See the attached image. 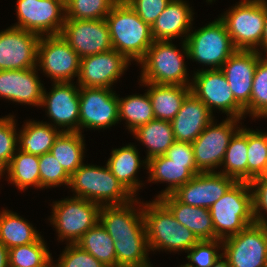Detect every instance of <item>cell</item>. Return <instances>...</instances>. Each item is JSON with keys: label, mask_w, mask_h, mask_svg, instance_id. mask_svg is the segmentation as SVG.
<instances>
[{"label": "cell", "mask_w": 267, "mask_h": 267, "mask_svg": "<svg viewBox=\"0 0 267 267\" xmlns=\"http://www.w3.org/2000/svg\"><path fill=\"white\" fill-rule=\"evenodd\" d=\"M14 116L0 118V176L10 164L15 155L18 143V134L15 130ZM17 136V137H16Z\"/></svg>", "instance_id": "cell-43"}, {"label": "cell", "mask_w": 267, "mask_h": 267, "mask_svg": "<svg viewBox=\"0 0 267 267\" xmlns=\"http://www.w3.org/2000/svg\"><path fill=\"white\" fill-rule=\"evenodd\" d=\"M173 214L174 218L201 240L219 239L208 208L194 207L179 202L172 194L158 198Z\"/></svg>", "instance_id": "cell-25"}, {"label": "cell", "mask_w": 267, "mask_h": 267, "mask_svg": "<svg viewBox=\"0 0 267 267\" xmlns=\"http://www.w3.org/2000/svg\"><path fill=\"white\" fill-rule=\"evenodd\" d=\"M69 187L77 193L75 197L98 203L100 206L122 205L133 200V196L121 185L107 165L105 168L82 164L70 176Z\"/></svg>", "instance_id": "cell-4"}, {"label": "cell", "mask_w": 267, "mask_h": 267, "mask_svg": "<svg viewBox=\"0 0 267 267\" xmlns=\"http://www.w3.org/2000/svg\"><path fill=\"white\" fill-rule=\"evenodd\" d=\"M41 36L37 48V63L55 82H71L79 75L80 58L68 42L59 35ZM40 61V62H39Z\"/></svg>", "instance_id": "cell-11"}, {"label": "cell", "mask_w": 267, "mask_h": 267, "mask_svg": "<svg viewBox=\"0 0 267 267\" xmlns=\"http://www.w3.org/2000/svg\"><path fill=\"white\" fill-rule=\"evenodd\" d=\"M235 182L219 172H200L172 195L183 204L210 209Z\"/></svg>", "instance_id": "cell-17"}, {"label": "cell", "mask_w": 267, "mask_h": 267, "mask_svg": "<svg viewBox=\"0 0 267 267\" xmlns=\"http://www.w3.org/2000/svg\"><path fill=\"white\" fill-rule=\"evenodd\" d=\"M36 67L21 70H0V97L40 106L44 86L38 80Z\"/></svg>", "instance_id": "cell-21"}, {"label": "cell", "mask_w": 267, "mask_h": 267, "mask_svg": "<svg viewBox=\"0 0 267 267\" xmlns=\"http://www.w3.org/2000/svg\"><path fill=\"white\" fill-rule=\"evenodd\" d=\"M132 133L148 148L144 164H147V160L153 157L164 155L175 142L172 124L166 120L154 119L139 126Z\"/></svg>", "instance_id": "cell-29"}, {"label": "cell", "mask_w": 267, "mask_h": 267, "mask_svg": "<svg viewBox=\"0 0 267 267\" xmlns=\"http://www.w3.org/2000/svg\"><path fill=\"white\" fill-rule=\"evenodd\" d=\"M164 155L172 162L195 163L192 143L175 141Z\"/></svg>", "instance_id": "cell-48"}, {"label": "cell", "mask_w": 267, "mask_h": 267, "mask_svg": "<svg viewBox=\"0 0 267 267\" xmlns=\"http://www.w3.org/2000/svg\"><path fill=\"white\" fill-rule=\"evenodd\" d=\"M59 259L54 267H106L77 244H67Z\"/></svg>", "instance_id": "cell-45"}, {"label": "cell", "mask_w": 267, "mask_h": 267, "mask_svg": "<svg viewBox=\"0 0 267 267\" xmlns=\"http://www.w3.org/2000/svg\"><path fill=\"white\" fill-rule=\"evenodd\" d=\"M260 53L258 50H236L220 68L236 102L243 109L250 102L254 73L262 57Z\"/></svg>", "instance_id": "cell-20"}, {"label": "cell", "mask_w": 267, "mask_h": 267, "mask_svg": "<svg viewBox=\"0 0 267 267\" xmlns=\"http://www.w3.org/2000/svg\"><path fill=\"white\" fill-rule=\"evenodd\" d=\"M222 242V239L198 241L188 250L190 253H188L187 259L191 262L187 264L191 267H211L222 256V253H217L218 248H220L219 245Z\"/></svg>", "instance_id": "cell-44"}, {"label": "cell", "mask_w": 267, "mask_h": 267, "mask_svg": "<svg viewBox=\"0 0 267 267\" xmlns=\"http://www.w3.org/2000/svg\"><path fill=\"white\" fill-rule=\"evenodd\" d=\"M40 188L66 184L69 186L70 175L58 163L51 152L39 156Z\"/></svg>", "instance_id": "cell-42"}, {"label": "cell", "mask_w": 267, "mask_h": 267, "mask_svg": "<svg viewBox=\"0 0 267 267\" xmlns=\"http://www.w3.org/2000/svg\"><path fill=\"white\" fill-rule=\"evenodd\" d=\"M76 244L106 267H117L114 240L100 222L91 227Z\"/></svg>", "instance_id": "cell-34"}, {"label": "cell", "mask_w": 267, "mask_h": 267, "mask_svg": "<svg viewBox=\"0 0 267 267\" xmlns=\"http://www.w3.org/2000/svg\"><path fill=\"white\" fill-rule=\"evenodd\" d=\"M81 128L104 129L119 121L118 96L110 88L79 87Z\"/></svg>", "instance_id": "cell-15"}, {"label": "cell", "mask_w": 267, "mask_h": 267, "mask_svg": "<svg viewBox=\"0 0 267 267\" xmlns=\"http://www.w3.org/2000/svg\"><path fill=\"white\" fill-rule=\"evenodd\" d=\"M210 109L192 92L171 121L175 141L192 143L213 121Z\"/></svg>", "instance_id": "cell-23"}, {"label": "cell", "mask_w": 267, "mask_h": 267, "mask_svg": "<svg viewBox=\"0 0 267 267\" xmlns=\"http://www.w3.org/2000/svg\"><path fill=\"white\" fill-rule=\"evenodd\" d=\"M18 151L5 169L8 171L9 181L19 190L27 189L32 185L40 188L39 156L19 149Z\"/></svg>", "instance_id": "cell-35"}, {"label": "cell", "mask_w": 267, "mask_h": 267, "mask_svg": "<svg viewBox=\"0 0 267 267\" xmlns=\"http://www.w3.org/2000/svg\"><path fill=\"white\" fill-rule=\"evenodd\" d=\"M16 9L19 22L14 27L40 37L45 33L61 34L66 18L65 0H17Z\"/></svg>", "instance_id": "cell-10"}, {"label": "cell", "mask_w": 267, "mask_h": 267, "mask_svg": "<svg viewBox=\"0 0 267 267\" xmlns=\"http://www.w3.org/2000/svg\"><path fill=\"white\" fill-rule=\"evenodd\" d=\"M182 48L187 58L211 65L210 69H220L236 51L220 18L193 33H188Z\"/></svg>", "instance_id": "cell-6"}, {"label": "cell", "mask_w": 267, "mask_h": 267, "mask_svg": "<svg viewBox=\"0 0 267 267\" xmlns=\"http://www.w3.org/2000/svg\"><path fill=\"white\" fill-rule=\"evenodd\" d=\"M150 27L171 0H124Z\"/></svg>", "instance_id": "cell-46"}, {"label": "cell", "mask_w": 267, "mask_h": 267, "mask_svg": "<svg viewBox=\"0 0 267 267\" xmlns=\"http://www.w3.org/2000/svg\"><path fill=\"white\" fill-rule=\"evenodd\" d=\"M60 35L80 59L113 49L106 19H65Z\"/></svg>", "instance_id": "cell-14"}, {"label": "cell", "mask_w": 267, "mask_h": 267, "mask_svg": "<svg viewBox=\"0 0 267 267\" xmlns=\"http://www.w3.org/2000/svg\"><path fill=\"white\" fill-rule=\"evenodd\" d=\"M52 259L50 258L42 267H54V265H51Z\"/></svg>", "instance_id": "cell-52"}, {"label": "cell", "mask_w": 267, "mask_h": 267, "mask_svg": "<svg viewBox=\"0 0 267 267\" xmlns=\"http://www.w3.org/2000/svg\"><path fill=\"white\" fill-rule=\"evenodd\" d=\"M136 199L122 205H103L99 210V222L116 241L117 238L146 236L143 210L133 208ZM134 210H133V209Z\"/></svg>", "instance_id": "cell-22"}, {"label": "cell", "mask_w": 267, "mask_h": 267, "mask_svg": "<svg viewBox=\"0 0 267 267\" xmlns=\"http://www.w3.org/2000/svg\"><path fill=\"white\" fill-rule=\"evenodd\" d=\"M236 50H259L265 26V0H243L220 17Z\"/></svg>", "instance_id": "cell-5"}, {"label": "cell", "mask_w": 267, "mask_h": 267, "mask_svg": "<svg viewBox=\"0 0 267 267\" xmlns=\"http://www.w3.org/2000/svg\"><path fill=\"white\" fill-rule=\"evenodd\" d=\"M117 267H140L148 262L147 236L117 238L114 241Z\"/></svg>", "instance_id": "cell-37"}, {"label": "cell", "mask_w": 267, "mask_h": 267, "mask_svg": "<svg viewBox=\"0 0 267 267\" xmlns=\"http://www.w3.org/2000/svg\"><path fill=\"white\" fill-rule=\"evenodd\" d=\"M0 267H9V249L0 241Z\"/></svg>", "instance_id": "cell-49"}, {"label": "cell", "mask_w": 267, "mask_h": 267, "mask_svg": "<svg viewBox=\"0 0 267 267\" xmlns=\"http://www.w3.org/2000/svg\"><path fill=\"white\" fill-rule=\"evenodd\" d=\"M223 258L230 267H264L267 260V226L254 223L223 239Z\"/></svg>", "instance_id": "cell-9"}, {"label": "cell", "mask_w": 267, "mask_h": 267, "mask_svg": "<svg viewBox=\"0 0 267 267\" xmlns=\"http://www.w3.org/2000/svg\"><path fill=\"white\" fill-rule=\"evenodd\" d=\"M191 82V92L212 112L217 108L229 118L242 119L244 109L236 102L230 85L220 69L198 70ZM193 84V85H192Z\"/></svg>", "instance_id": "cell-12"}, {"label": "cell", "mask_w": 267, "mask_h": 267, "mask_svg": "<svg viewBox=\"0 0 267 267\" xmlns=\"http://www.w3.org/2000/svg\"><path fill=\"white\" fill-rule=\"evenodd\" d=\"M248 182L267 175V132L248 130Z\"/></svg>", "instance_id": "cell-39"}, {"label": "cell", "mask_w": 267, "mask_h": 267, "mask_svg": "<svg viewBox=\"0 0 267 267\" xmlns=\"http://www.w3.org/2000/svg\"><path fill=\"white\" fill-rule=\"evenodd\" d=\"M98 203L72 197L55 201L53 205V215L50 222L55 226L58 231V237L67 239L70 244L76 242L97 222H99Z\"/></svg>", "instance_id": "cell-8"}, {"label": "cell", "mask_w": 267, "mask_h": 267, "mask_svg": "<svg viewBox=\"0 0 267 267\" xmlns=\"http://www.w3.org/2000/svg\"><path fill=\"white\" fill-rule=\"evenodd\" d=\"M111 154L106 165L121 185L134 197V194L140 188V182L135 176L137 170L141 167L138 150L135 146L129 144L112 150Z\"/></svg>", "instance_id": "cell-28"}, {"label": "cell", "mask_w": 267, "mask_h": 267, "mask_svg": "<svg viewBox=\"0 0 267 267\" xmlns=\"http://www.w3.org/2000/svg\"><path fill=\"white\" fill-rule=\"evenodd\" d=\"M193 12L183 0H171L151 26L154 41H172L181 35L188 36Z\"/></svg>", "instance_id": "cell-24"}, {"label": "cell", "mask_w": 267, "mask_h": 267, "mask_svg": "<svg viewBox=\"0 0 267 267\" xmlns=\"http://www.w3.org/2000/svg\"><path fill=\"white\" fill-rule=\"evenodd\" d=\"M119 0H65V19H106Z\"/></svg>", "instance_id": "cell-38"}, {"label": "cell", "mask_w": 267, "mask_h": 267, "mask_svg": "<svg viewBox=\"0 0 267 267\" xmlns=\"http://www.w3.org/2000/svg\"><path fill=\"white\" fill-rule=\"evenodd\" d=\"M53 124L30 121L18 134L19 150L33 154L43 155L51 150L56 138L62 132L57 131Z\"/></svg>", "instance_id": "cell-30"}, {"label": "cell", "mask_w": 267, "mask_h": 267, "mask_svg": "<svg viewBox=\"0 0 267 267\" xmlns=\"http://www.w3.org/2000/svg\"><path fill=\"white\" fill-rule=\"evenodd\" d=\"M183 60V55L171 41H153L139 62L143 68L141 82L191 86Z\"/></svg>", "instance_id": "cell-7"}, {"label": "cell", "mask_w": 267, "mask_h": 267, "mask_svg": "<svg viewBox=\"0 0 267 267\" xmlns=\"http://www.w3.org/2000/svg\"><path fill=\"white\" fill-rule=\"evenodd\" d=\"M250 185L251 190L253 189V215L255 223L267 226V219L260 213L262 209L267 213V175L254 178Z\"/></svg>", "instance_id": "cell-47"}, {"label": "cell", "mask_w": 267, "mask_h": 267, "mask_svg": "<svg viewBox=\"0 0 267 267\" xmlns=\"http://www.w3.org/2000/svg\"><path fill=\"white\" fill-rule=\"evenodd\" d=\"M262 49L267 53V0H265V26L262 37Z\"/></svg>", "instance_id": "cell-50"}, {"label": "cell", "mask_w": 267, "mask_h": 267, "mask_svg": "<svg viewBox=\"0 0 267 267\" xmlns=\"http://www.w3.org/2000/svg\"><path fill=\"white\" fill-rule=\"evenodd\" d=\"M239 120L227 117L219 125L212 121L192 142L196 167L200 172H214L222 165L230 139L239 130L236 128Z\"/></svg>", "instance_id": "cell-13"}, {"label": "cell", "mask_w": 267, "mask_h": 267, "mask_svg": "<svg viewBox=\"0 0 267 267\" xmlns=\"http://www.w3.org/2000/svg\"><path fill=\"white\" fill-rule=\"evenodd\" d=\"M81 133L62 131L50 150L70 176L83 164L85 144Z\"/></svg>", "instance_id": "cell-31"}, {"label": "cell", "mask_w": 267, "mask_h": 267, "mask_svg": "<svg viewBox=\"0 0 267 267\" xmlns=\"http://www.w3.org/2000/svg\"><path fill=\"white\" fill-rule=\"evenodd\" d=\"M249 105L244 109L253 117H267V58L261 57L257 62L252 82Z\"/></svg>", "instance_id": "cell-41"}, {"label": "cell", "mask_w": 267, "mask_h": 267, "mask_svg": "<svg viewBox=\"0 0 267 267\" xmlns=\"http://www.w3.org/2000/svg\"><path fill=\"white\" fill-rule=\"evenodd\" d=\"M118 113L119 120L125 119L131 132L155 119L147 92L144 95H130L125 99L118 97Z\"/></svg>", "instance_id": "cell-36"}, {"label": "cell", "mask_w": 267, "mask_h": 267, "mask_svg": "<svg viewBox=\"0 0 267 267\" xmlns=\"http://www.w3.org/2000/svg\"><path fill=\"white\" fill-rule=\"evenodd\" d=\"M142 206L149 249L186 252L199 241L159 199Z\"/></svg>", "instance_id": "cell-3"}, {"label": "cell", "mask_w": 267, "mask_h": 267, "mask_svg": "<svg viewBox=\"0 0 267 267\" xmlns=\"http://www.w3.org/2000/svg\"><path fill=\"white\" fill-rule=\"evenodd\" d=\"M129 63L123 54L114 49L81 58L79 87L111 88Z\"/></svg>", "instance_id": "cell-18"}, {"label": "cell", "mask_w": 267, "mask_h": 267, "mask_svg": "<svg viewBox=\"0 0 267 267\" xmlns=\"http://www.w3.org/2000/svg\"><path fill=\"white\" fill-rule=\"evenodd\" d=\"M239 128V130L230 139L229 145L225 152L222 165V173L234 178L236 181L248 182V129Z\"/></svg>", "instance_id": "cell-32"}, {"label": "cell", "mask_w": 267, "mask_h": 267, "mask_svg": "<svg viewBox=\"0 0 267 267\" xmlns=\"http://www.w3.org/2000/svg\"><path fill=\"white\" fill-rule=\"evenodd\" d=\"M50 258L51 254L42 238L9 249V267H42Z\"/></svg>", "instance_id": "cell-40"}, {"label": "cell", "mask_w": 267, "mask_h": 267, "mask_svg": "<svg viewBox=\"0 0 267 267\" xmlns=\"http://www.w3.org/2000/svg\"><path fill=\"white\" fill-rule=\"evenodd\" d=\"M223 255L220 256L216 262L211 267H230L228 260L225 258V260H222Z\"/></svg>", "instance_id": "cell-51"}, {"label": "cell", "mask_w": 267, "mask_h": 267, "mask_svg": "<svg viewBox=\"0 0 267 267\" xmlns=\"http://www.w3.org/2000/svg\"><path fill=\"white\" fill-rule=\"evenodd\" d=\"M250 182L236 181L228 191L210 207L215 234L219 239L238 234L255 223L253 193Z\"/></svg>", "instance_id": "cell-2"}, {"label": "cell", "mask_w": 267, "mask_h": 267, "mask_svg": "<svg viewBox=\"0 0 267 267\" xmlns=\"http://www.w3.org/2000/svg\"><path fill=\"white\" fill-rule=\"evenodd\" d=\"M142 83L150 87L147 93L150 96L155 119L158 120L171 122L185 98L191 93V86L187 85Z\"/></svg>", "instance_id": "cell-27"}, {"label": "cell", "mask_w": 267, "mask_h": 267, "mask_svg": "<svg viewBox=\"0 0 267 267\" xmlns=\"http://www.w3.org/2000/svg\"><path fill=\"white\" fill-rule=\"evenodd\" d=\"M113 49L138 63L153 44L151 27L124 0H119L106 17Z\"/></svg>", "instance_id": "cell-1"}, {"label": "cell", "mask_w": 267, "mask_h": 267, "mask_svg": "<svg viewBox=\"0 0 267 267\" xmlns=\"http://www.w3.org/2000/svg\"><path fill=\"white\" fill-rule=\"evenodd\" d=\"M37 232L16 213L8 210L0 213V241L8 249L37 242L41 238Z\"/></svg>", "instance_id": "cell-33"}, {"label": "cell", "mask_w": 267, "mask_h": 267, "mask_svg": "<svg viewBox=\"0 0 267 267\" xmlns=\"http://www.w3.org/2000/svg\"><path fill=\"white\" fill-rule=\"evenodd\" d=\"M140 267H151V265L147 262V263L142 264Z\"/></svg>", "instance_id": "cell-53"}, {"label": "cell", "mask_w": 267, "mask_h": 267, "mask_svg": "<svg viewBox=\"0 0 267 267\" xmlns=\"http://www.w3.org/2000/svg\"><path fill=\"white\" fill-rule=\"evenodd\" d=\"M180 267H191V266H189L188 264H185V265H182Z\"/></svg>", "instance_id": "cell-54"}, {"label": "cell", "mask_w": 267, "mask_h": 267, "mask_svg": "<svg viewBox=\"0 0 267 267\" xmlns=\"http://www.w3.org/2000/svg\"><path fill=\"white\" fill-rule=\"evenodd\" d=\"M147 170H149V181L166 182L169 186L163 190L156 199L172 194L177 188L186 184L195 175L200 173L196 163L172 162L165 155L153 157L147 160Z\"/></svg>", "instance_id": "cell-26"}, {"label": "cell", "mask_w": 267, "mask_h": 267, "mask_svg": "<svg viewBox=\"0 0 267 267\" xmlns=\"http://www.w3.org/2000/svg\"><path fill=\"white\" fill-rule=\"evenodd\" d=\"M40 36L17 27L0 32V70L35 68Z\"/></svg>", "instance_id": "cell-16"}, {"label": "cell", "mask_w": 267, "mask_h": 267, "mask_svg": "<svg viewBox=\"0 0 267 267\" xmlns=\"http://www.w3.org/2000/svg\"><path fill=\"white\" fill-rule=\"evenodd\" d=\"M79 88L71 82H55L49 94L43 90L40 106H47V114L62 131L79 132Z\"/></svg>", "instance_id": "cell-19"}]
</instances>
